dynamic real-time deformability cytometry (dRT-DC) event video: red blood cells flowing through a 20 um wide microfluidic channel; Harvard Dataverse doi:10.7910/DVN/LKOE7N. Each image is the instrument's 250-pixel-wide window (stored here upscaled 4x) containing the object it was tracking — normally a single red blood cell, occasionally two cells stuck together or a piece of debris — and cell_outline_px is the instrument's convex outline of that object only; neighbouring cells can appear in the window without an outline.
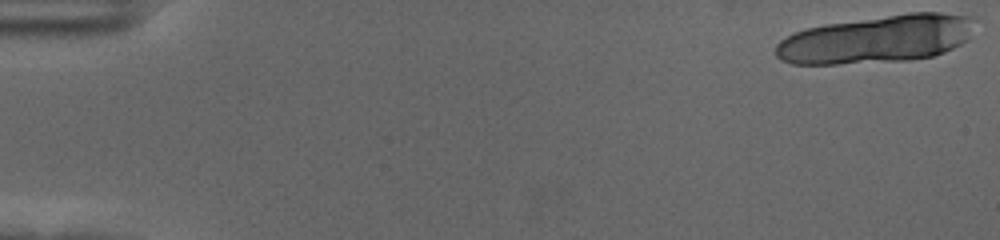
{"species": "human", "species_latin": "Homo sapiens", "temperature_condition": "cold", "stored_images_in_passage": 22, "segment_of_instrument_passage": [1, 2], "camera_frame_rate_fps": 3000, "um_per_image_px": 0.085, "donor": {"sex": "female"}, "frame": {"image": 1, "passage_image": 1, "time_ms": 0.0, "image_size_px": [1000, 240], "cell_outline_px": [[976, 16], [968, 40], [944, 52], [932, 56], [908, 60], [836, 64], [792, 64], [780, 60], [776, 56], [776, 44], [780, 40], [796, 32], [808, 28], [824, 24], [908, 12], [940, 12]], "centroid_in_image_um": [74.54, 3.31], "position_along_channel_um": 10.5, "area_um2": 55.66}}